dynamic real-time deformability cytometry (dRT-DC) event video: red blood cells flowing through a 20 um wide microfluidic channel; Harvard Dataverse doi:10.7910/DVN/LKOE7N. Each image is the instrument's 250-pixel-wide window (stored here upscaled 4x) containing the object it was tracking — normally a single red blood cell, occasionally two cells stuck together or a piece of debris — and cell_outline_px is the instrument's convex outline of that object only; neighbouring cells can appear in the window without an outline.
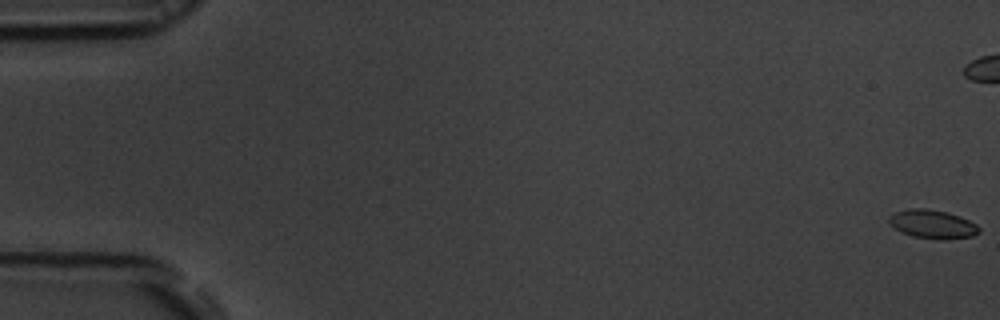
{"species": "common noctule bat (a hibernating species)", "species_latin": "Nyctalus noctula", "temperature_condition": "room temperature", "stored_images_in_passage": 57, "camera_frame_rate_fps": 3000, "um_per_image_px": 0.085, "animal": {"sex": "male", "body_mass_g": 19.5, "forearm_length_mm": 54.6}, "frame": {"image": 1, "passage_image": 1, "time_ms": 0.0, "image_size_px": [1000, 320], "cell_outline_px": [[980, 232], [972, 236], [944, 240], [940, 240], [912, 236], [900, 232], [888, 224], [888, 216], [892, 212], [912, 208], [924, 208], [948, 212], [960, 216], [976, 224], [980, 228]], "centroid_in_image_um": [79.22, 19.05], "position_along_channel_um": 5.8, "area_um2": 15.32}}
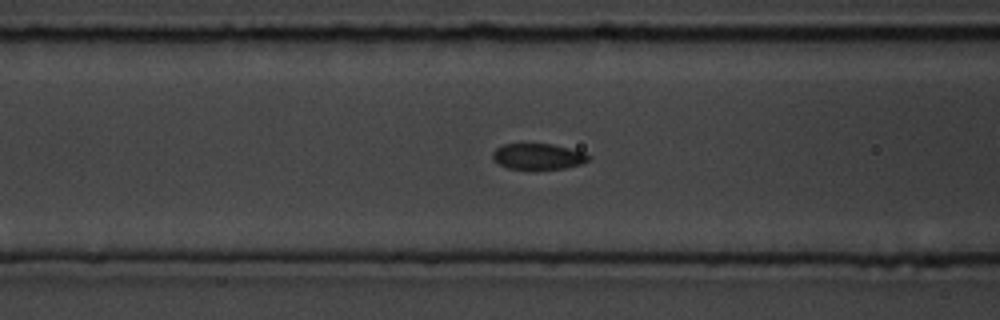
{"frame": {"image": 2, "passage_image": 23, "time_ms": 7.333, "image_size_px": [1000, 320], "cell_outline_px": [[588, 160], [580, 164], [564, 168], [536, 172], [532, 172], [508, 168], [492, 160], [492, 152], [496, 148], [504, 144], [552, 144], [584, 152], [588, 156]], "centroid_in_image_um": [45.68, 13.35], "position_along_channel_um": 120.9, "area_um2": 14.97}}
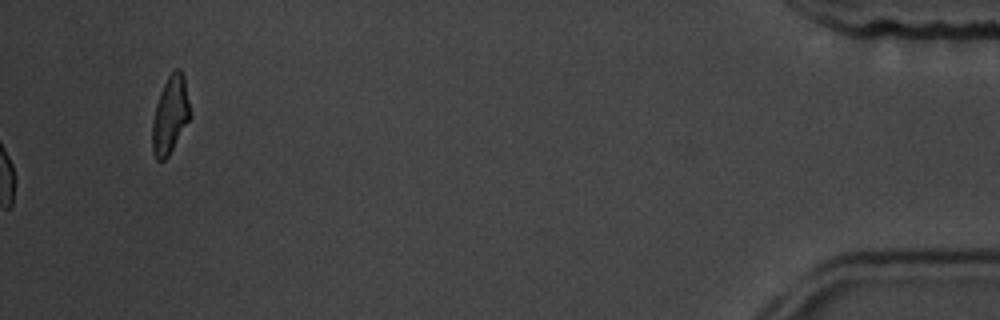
{"frame": {"image": 3, "passage_image": 57, "time_ms": 18.667, "image_size_px": [1000, 320], "cell_outline_px": [[188, 120], [168, 156], [164, 160], [156, 160], [152, 152], [152, 124], [156, 104], [160, 92], [168, 76], [176, 68], [180, 68], [184, 76], [188, 104]], "centroid_in_image_um": [14.42, 9.78], "position_along_channel_um": 420.8, "area_um2": 16.47}, "authors_computed_cell_mechanics": {"area_um2": 15.1436, "velocity_mm_per_s": 3.7283, "shape_relaxation_time_tau1_ms": 2.3008, "shape_relaxation_time_tau2_ms": null, "deformation_change_tau1": 0.0736, "deformation_change_tau2": null}}